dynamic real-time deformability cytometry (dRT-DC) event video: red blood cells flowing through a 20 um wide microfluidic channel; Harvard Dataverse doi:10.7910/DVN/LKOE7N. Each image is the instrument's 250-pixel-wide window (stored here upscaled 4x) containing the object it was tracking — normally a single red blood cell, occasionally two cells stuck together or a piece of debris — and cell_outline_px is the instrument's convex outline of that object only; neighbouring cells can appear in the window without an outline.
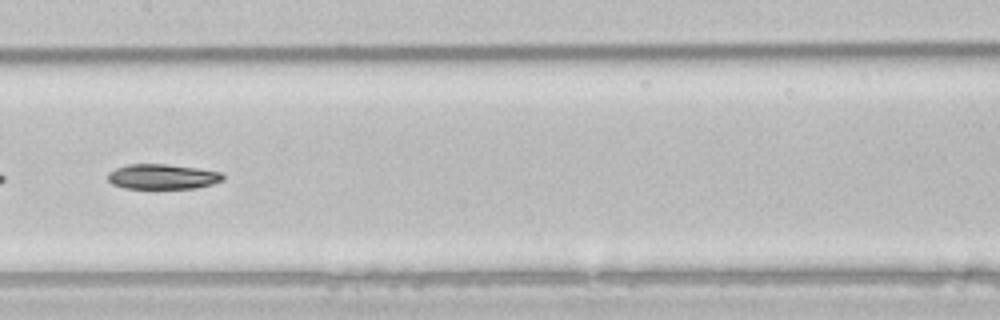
{"species": "common noctule bat (a hibernating species)", "species_latin": "Nyctalus noctula", "temperature_condition": "room temperature", "stored_images_in_passage": 38, "segment_of_instrument_passage": [2, 2], "camera_frame_rate_fps": 3000, "um_per_image_px": 0.085, "animal": {"sex": "male", "body_mass_g": 21.5, "forearm_length_mm": 52.0}, "frame": {"image": 1, "passage_image": 26, "time_ms": 8.333, "image_size_px": [1000, 320], "cell_outline_px": [[224, 180], [212, 184], [196, 188], [124, 188], [112, 184], [108, 180], [108, 172], [116, 168], [128, 164], [168, 164], [196, 168], [220, 172], [224, 176]], "centroid_in_image_um": [13.8, 15.01], "position_along_channel_um": 193.6, "area_um2": 16.76}}
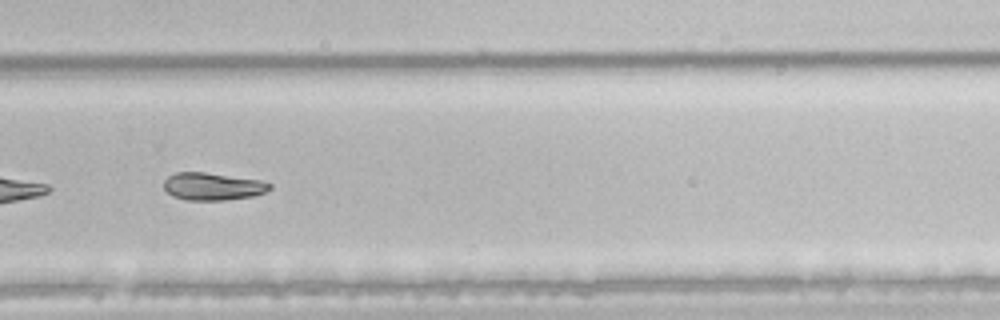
{"frame": {"image": 2, "passage_image": 35, "time_ms": 11.333, "image_size_px": [1000, 320], "cell_outline_px": [[272, 188], [264, 192], [252, 196], [224, 200], [184, 200], [172, 196], [164, 188], [164, 180], [168, 176], [176, 172], [204, 172], [260, 180], [272, 184]], "centroid_in_image_um": [18.05, 15.84], "position_along_channel_um": 311.7, "area_um2": 16.94}}